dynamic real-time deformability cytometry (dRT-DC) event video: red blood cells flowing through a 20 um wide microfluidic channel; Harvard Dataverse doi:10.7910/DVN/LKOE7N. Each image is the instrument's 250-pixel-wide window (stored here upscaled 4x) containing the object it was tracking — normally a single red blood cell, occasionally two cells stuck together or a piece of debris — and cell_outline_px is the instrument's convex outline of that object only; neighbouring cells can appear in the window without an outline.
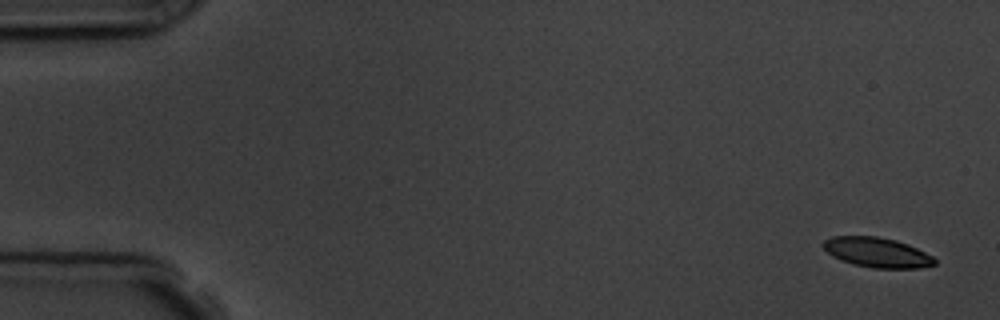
{"species": "common noctule bat (a hibernating species)", "species_latin": "Nyctalus noctula", "temperature_condition": "room temperature", "stored_images_in_passage": 4, "camera_frame_rate_fps": 3000, "um_per_image_px": 0.085, "animal": {"sex": "male", "body_mass_g": 19.5, "forearm_length_mm": 54.6}, "frame": {"image": 1, "passage_image": 1, "time_ms": 0.0, "image_size_px": [1000, 320], "cell_outline_px": [[936, 264], [920, 268], [872, 268], [852, 264], [840, 260], [832, 256], [820, 244], [824, 240], [832, 236], [876, 236], [896, 240], [908, 244], [932, 256], [936, 260]], "centroid_in_image_um": [74.52, 21.45], "position_along_channel_um": 10.5, "area_um2": 19.48}}